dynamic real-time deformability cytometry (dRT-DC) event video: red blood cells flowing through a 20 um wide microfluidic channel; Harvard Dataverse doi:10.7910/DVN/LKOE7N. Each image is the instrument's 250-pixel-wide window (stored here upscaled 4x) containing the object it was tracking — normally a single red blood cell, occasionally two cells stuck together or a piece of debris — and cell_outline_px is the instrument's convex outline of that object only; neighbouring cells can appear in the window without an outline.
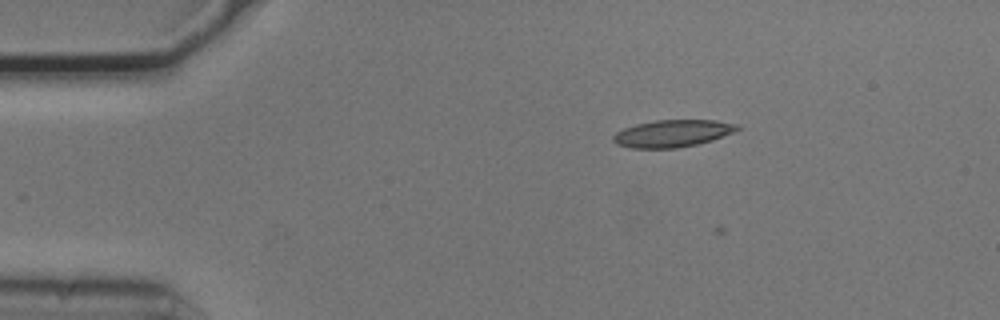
{"species": "common noctule bat (a hibernating species)", "species_latin": "Nyctalus noctula", "temperature_condition": "cold", "stored_images_in_passage": 4, "camera_frame_rate_fps": 3000, "um_per_image_px": 0.085, "animal": {"sex": "male", "body_mass_g": 20.5, "forearm_length_mm": 52.5}, "frame": {"image": 1, "passage_image": 3, "time_ms": 0.667, "image_size_px": [1000, 320], "cell_outline_px": [[740, 128], [736, 132], [712, 140], [696, 144], [676, 148], [632, 148], [616, 144], [612, 140], [612, 136], [616, 132], [624, 128], [636, 124], [656, 120], [716, 120], [740, 124]], "centroid_in_image_um": [57.19, 11.33], "position_along_channel_um": 27.8, "area_um2": 19.77}}